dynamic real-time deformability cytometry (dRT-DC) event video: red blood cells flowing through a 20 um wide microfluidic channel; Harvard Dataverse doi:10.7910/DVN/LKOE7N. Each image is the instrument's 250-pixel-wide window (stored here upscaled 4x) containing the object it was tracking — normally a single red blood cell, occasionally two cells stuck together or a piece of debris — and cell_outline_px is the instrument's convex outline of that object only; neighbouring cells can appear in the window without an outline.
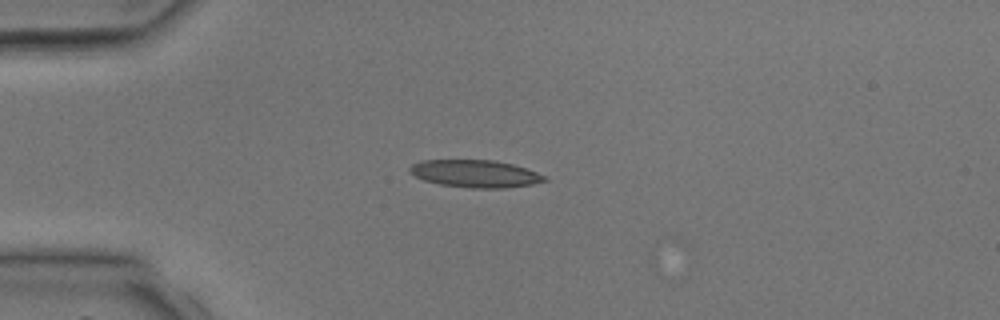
{"species": "common noctule bat (a hibernating species)", "species_latin": "Nyctalus noctula", "temperature_condition": "room temperature", "stored_images_in_passage": 4, "camera_frame_rate_fps": 3000, "um_per_image_px": 0.085, "animal": {"sex": "male", "body_mass_g": 17.9, "forearm_length_mm": 54.2}, "frame": {"image": 1, "passage_image": 3, "time_ms": 2.667, "image_size_px": [1000, 320], "cell_outline_px": [[548, 180], [532, 184], [504, 188], [472, 188], [440, 184], [424, 180], [408, 172], [408, 168], [412, 164], [420, 160], [492, 160], [512, 164], [536, 172], [544, 176]], "centroid_in_image_um": [40.35, 14.76], "position_along_channel_um": 44.6, "area_um2": 21.39}}